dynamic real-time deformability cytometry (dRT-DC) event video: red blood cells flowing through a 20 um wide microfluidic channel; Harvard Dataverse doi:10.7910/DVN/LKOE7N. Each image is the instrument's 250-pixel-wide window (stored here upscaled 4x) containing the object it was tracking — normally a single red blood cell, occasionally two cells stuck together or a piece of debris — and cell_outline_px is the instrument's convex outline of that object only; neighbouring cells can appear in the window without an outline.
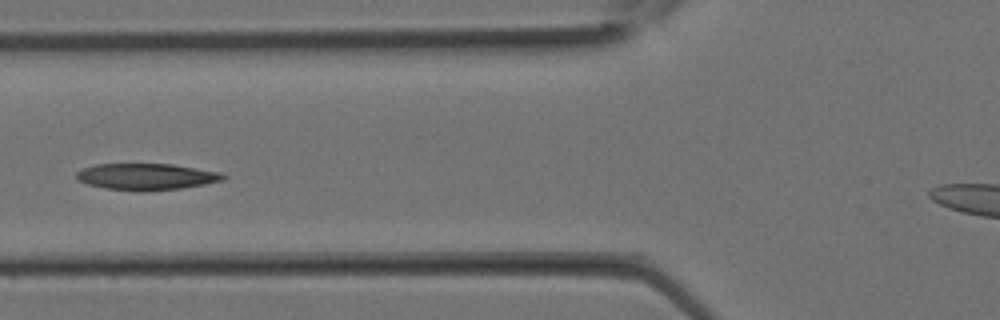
{"species": "Egyptian fruit bat (a non-hibernating species)", "species_latin": "Rousettus aegyptiacus", "temperature_condition": "room temperature", "stored_images_in_passage": 15, "camera_frame_rate_fps": 3000, "um_per_image_px": 0.085, "animal": {"sex": "female"}, "frame": {"image": 1, "passage_image": 8, "time_ms": 2.333, "image_size_px": [1000, 320], "cell_outline_px": [[228, 176], [224, 180], [204, 184], [180, 188], [104, 188], [88, 184], [76, 180], [76, 172], [84, 168], [96, 164], [172, 164], [220, 172]], "centroid_in_image_um": [12.45, 14.97], "position_along_channel_um": 113.3, "area_um2": 21.62}}
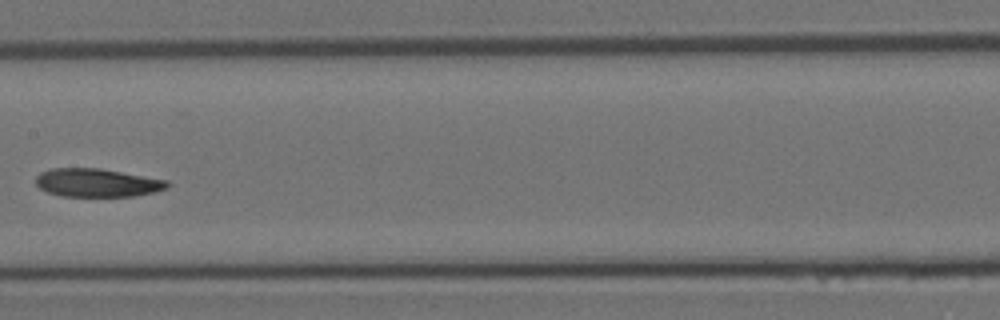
{"frame": {"image": 2, "passage_image": 12, "time_ms": 3.667, "image_size_px": [1000, 320], "cell_outline_px": [[172, 184], [168, 188], [152, 192], [132, 196], [60, 196], [48, 192], [40, 188], [36, 184], [36, 176], [40, 172], [52, 168], [100, 168], [168, 180]], "centroid_in_image_um": [8.26, 15.52], "position_along_channel_um": 199.1, "area_um2": 21.73}}
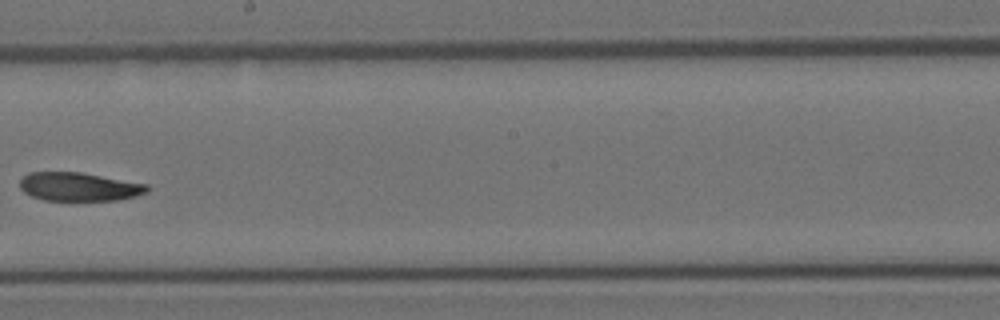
{"frame": {"image": 3, "passage_image": 14, "time_ms": 4.333, "image_size_px": [1000, 320], "cell_outline_px": [[152, 188], [148, 192], [136, 196], [120, 200], [44, 200], [32, 196], [24, 192], [20, 188], [20, 180], [28, 172], [80, 172], [148, 184]], "centroid_in_image_um": [6.76, 15.87], "position_along_channel_um": 241.4, "area_um2": 21.27}}